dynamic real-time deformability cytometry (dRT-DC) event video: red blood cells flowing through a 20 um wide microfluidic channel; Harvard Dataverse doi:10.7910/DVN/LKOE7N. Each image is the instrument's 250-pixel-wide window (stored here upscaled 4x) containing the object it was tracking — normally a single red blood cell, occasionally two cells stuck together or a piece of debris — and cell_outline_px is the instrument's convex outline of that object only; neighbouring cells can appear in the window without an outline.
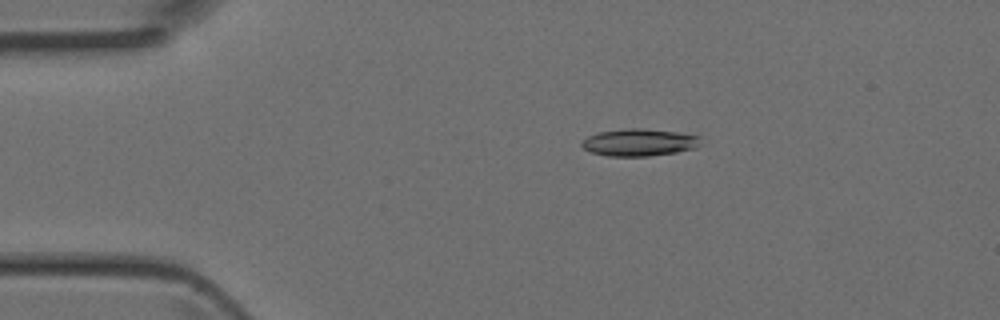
{"species": "Egyptian fruit bat (a non-hibernating species)", "species_latin": "Rousettus aegyptiacus", "temperature_condition": "room temperature", "stored_images_in_passage": 3, "camera_frame_rate_fps": 3000, "um_per_image_px": 0.085, "animal": {"sex": "female"}, "frame": {"image": 1, "passage_image": 1, "time_ms": 0.0, "image_size_px": [1000, 320], "cell_outline_px": [[700, 144], [696, 148], [676, 152], [648, 156], [608, 156], [592, 152], [584, 148], [580, 144], [588, 136], [600, 132], [628, 128], [640, 128], [676, 132], [700, 136]], "centroid_in_image_um": [54.35, 12.1], "position_along_channel_um": 30.7, "area_um2": 18.67}}
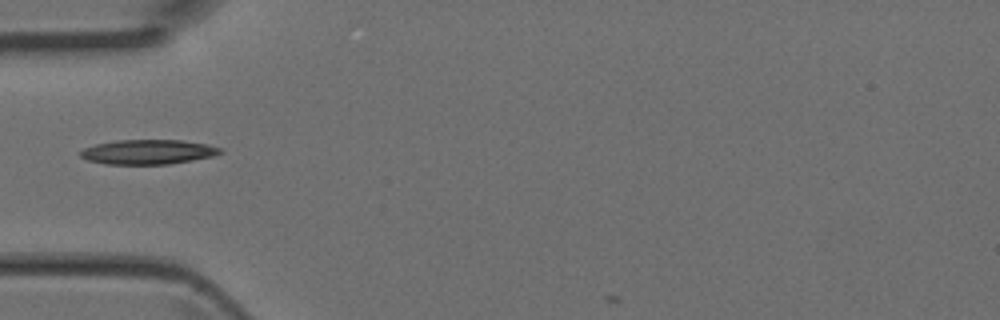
{"frame": {"image": 2, "passage_image": 3, "time_ms": 0.667, "image_size_px": [1000, 320], "cell_outline_px": [[224, 152], [212, 156], [192, 160], [168, 164], [104, 164], [88, 160], [80, 156], [80, 152], [84, 148], [96, 144], [116, 140], [180, 140], [208, 144], [224, 148]], "centroid_in_image_um": [12.61, 12.91], "position_along_channel_um": 72.4, "area_um2": 20.11}}